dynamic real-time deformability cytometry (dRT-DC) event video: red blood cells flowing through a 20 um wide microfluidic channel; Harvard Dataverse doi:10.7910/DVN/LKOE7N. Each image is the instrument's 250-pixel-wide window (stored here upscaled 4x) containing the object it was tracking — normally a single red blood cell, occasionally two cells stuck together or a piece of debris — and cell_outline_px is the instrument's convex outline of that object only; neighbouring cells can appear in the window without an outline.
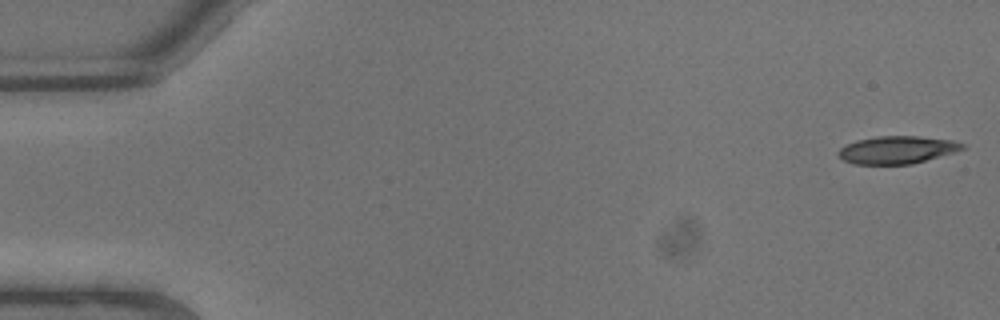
{"species": "common noctule bat (a hibernating species)", "species_latin": "Nyctalus noctula", "temperature_condition": "warm", "stored_images_in_passage": 8, "camera_frame_rate_fps": 3000, "um_per_image_px": 0.085, "animal": {"sex": "male", "body_mass_g": 13.3}, "frame": {"image": 1, "passage_image": 1, "time_ms": 0.0, "image_size_px": [1000, 320], "cell_outline_px": [[968, 148], [912, 164], [852, 164], [836, 156], [836, 152], [840, 148], [856, 140], [876, 136], [920, 136], [952, 140], [964, 144]], "centroid_in_image_um": [76.24, 12.73], "position_along_channel_um": 8.8, "area_um2": 20.11}}
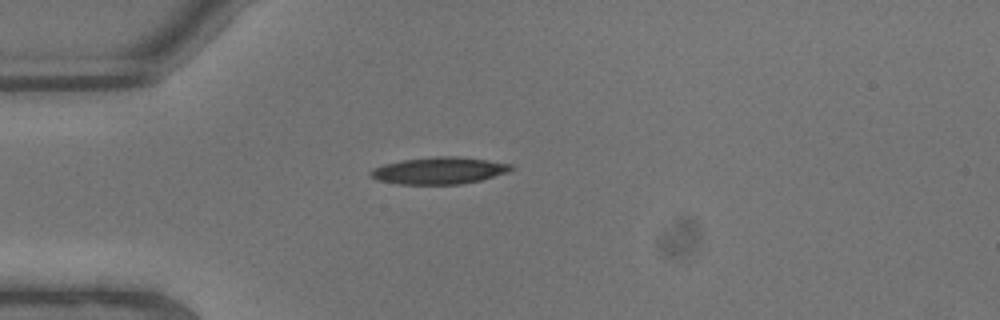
{"frame": {"image": 2, "passage_image": 6, "time_ms": 1.667, "image_size_px": [1000, 320], "cell_outline_px": [[516, 168], [508, 172], [480, 180], [460, 184], [396, 184], [376, 180], [368, 172], [372, 168], [384, 164], [404, 160], [436, 156], [456, 156], [488, 160], [512, 164]], "centroid_in_image_um": [37.33, 14.5], "position_along_channel_um": 47.7, "area_um2": 22.08}}
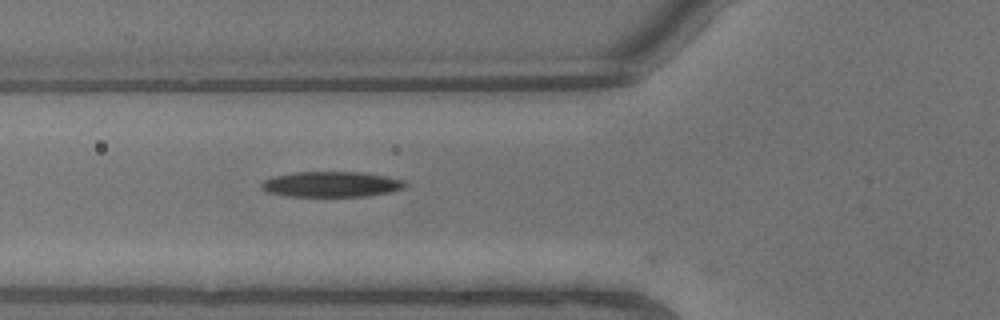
{"frame": {"image": 3, "passage_image": 8, "time_ms": 2.333, "image_size_px": [1000, 320], "cell_outline_px": [[408, 184], [404, 188], [388, 192], [368, 196], [284, 196], [268, 192], [260, 188], [260, 184], [264, 180], [272, 176], [296, 172], [360, 172], [384, 176], [404, 180]], "centroid_in_image_um": [28.13, 15.66], "position_along_channel_um": 97.7, "area_um2": 21.33}}